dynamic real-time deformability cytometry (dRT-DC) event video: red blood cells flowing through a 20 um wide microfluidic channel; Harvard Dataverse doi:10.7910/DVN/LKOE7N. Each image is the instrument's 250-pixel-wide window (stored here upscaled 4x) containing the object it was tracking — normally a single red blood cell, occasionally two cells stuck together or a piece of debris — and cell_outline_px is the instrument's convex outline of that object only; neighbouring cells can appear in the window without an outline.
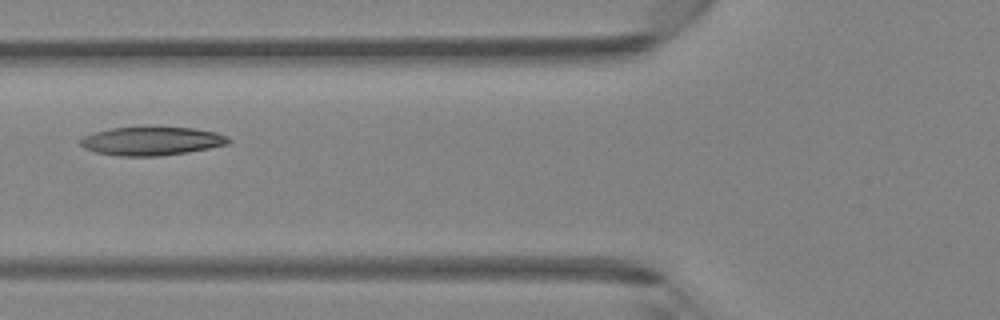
{"species": "Egyptian fruit bat (a non-hibernating species)", "species_latin": "Rousettus aegyptiacus", "temperature_condition": "room temperature", "stored_images_in_passage": 6, "camera_frame_rate_fps": 3000, "um_per_image_px": 0.085, "animal": {"sex": "female"}, "frame": {"image": 1, "passage_image": 5, "time_ms": 4.667, "image_size_px": [1000, 320], "cell_outline_px": [[232, 140], [228, 144], [188, 152], [160, 156], [116, 156], [96, 152], [84, 148], [76, 140], [84, 136], [96, 132], [112, 128], [192, 128], [216, 132], [228, 136]], "centroid_in_image_um": [12.88, 12.01], "position_along_channel_um": 112.9, "area_um2": 24.45}}
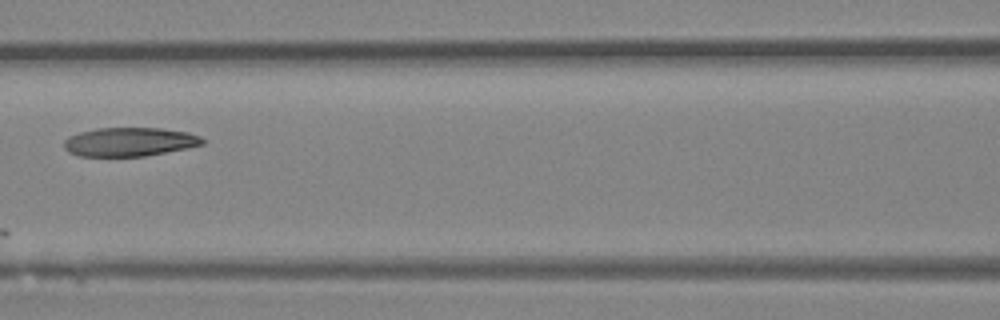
{"frame": {"image": 2, "passage_image": 6, "time_ms": 5.667, "image_size_px": [1000, 320], "cell_outline_px": [[204, 144], [188, 148], [144, 156], [80, 156], [68, 152], [64, 148], [64, 140], [68, 136], [80, 132], [96, 128], [160, 128], [188, 132], [200, 136], [204, 140]], "centroid_in_image_um": [11.0, 12.05], "position_along_channel_um": 155.6, "area_um2": 23.29}}